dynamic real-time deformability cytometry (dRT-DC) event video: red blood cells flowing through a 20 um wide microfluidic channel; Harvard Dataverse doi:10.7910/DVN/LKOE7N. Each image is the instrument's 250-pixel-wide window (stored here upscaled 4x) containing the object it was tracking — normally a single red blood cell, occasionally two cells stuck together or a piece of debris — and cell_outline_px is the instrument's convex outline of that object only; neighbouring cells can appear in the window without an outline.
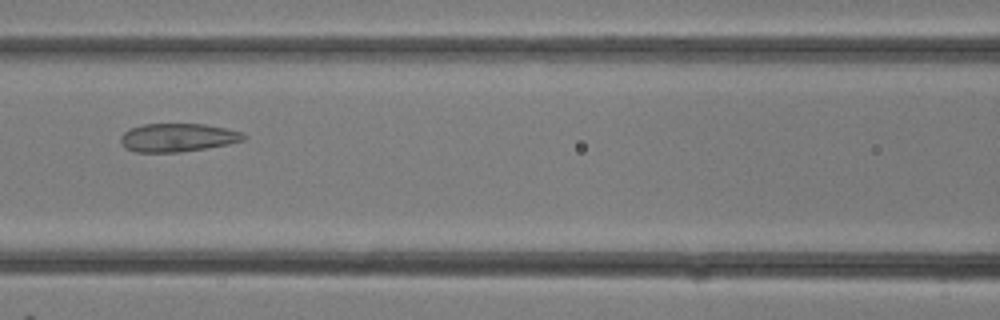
{"species": "common noctule bat (a hibernating species)", "species_latin": "Nyctalus noctula", "temperature_condition": "room temperature", "stored_images_in_passage": 27, "camera_frame_rate_fps": 3000, "um_per_image_px": 0.085, "animal": {"sex": "female"}, "frame": {"image": 1, "passage_image": 9, "time_ms": 2.667, "image_size_px": [1000, 320], "cell_outline_px": [[248, 136], [244, 140], [228, 144], [180, 152], [136, 152], [124, 148], [120, 140], [120, 136], [124, 132], [132, 128], [144, 124], [204, 124], [224, 128], [240, 132]], "centroid_in_image_um": [15.08, 11.69], "position_along_channel_um": 151.5, "area_um2": 20.17}}
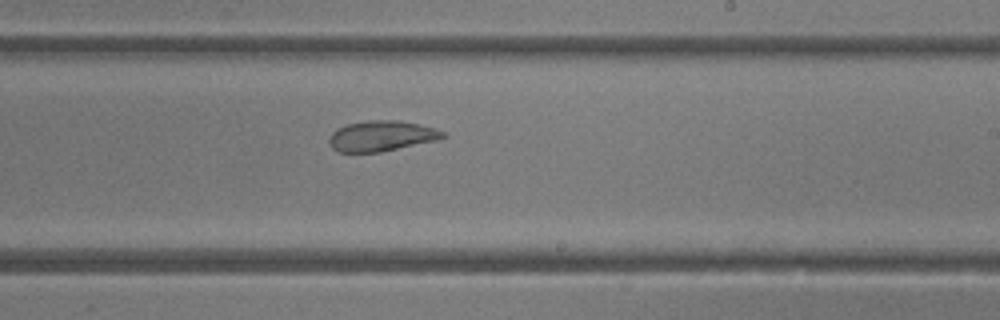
{"frame": {"image": 2, "passage_image": 14, "time_ms": 4.333, "image_size_px": [1000, 320], "cell_outline_px": [[448, 136], [440, 140], [380, 152], [336, 152], [328, 144], [328, 140], [332, 132], [336, 128], [348, 124], [368, 120], [396, 120], [420, 124], [436, 128], [444, 132]], "centroid_in_image_um": [32.44, 11.56], "position_along_channel_um": 256.6, "area_um2": 20.52}}
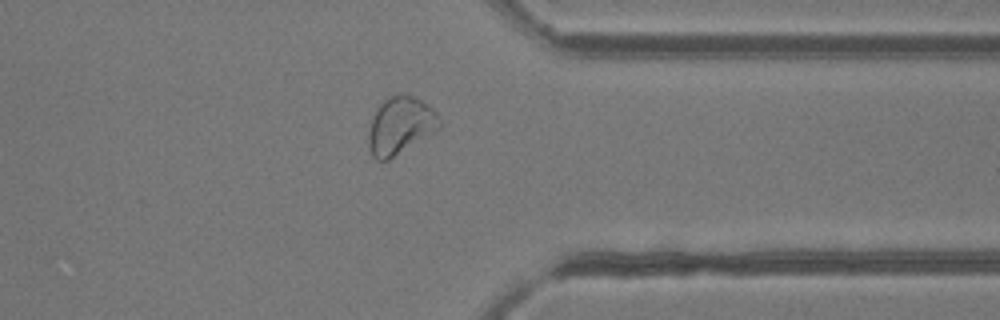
{"frame": {"image": 3, "passage_image": 20, "time_ms": 6.333, "image_size_px": [1000, 320], "cell_outline_px": [[440, 128], [388, 160], [376, 160], [372, 156], [368, 148], [368, 132], [372, 116], [380, 104], [384, 100], [400, 92], [404, 92], [428, 104], [436, 112], [440, 120]], "centroid_in_image_um": [34.0, 10.66], "position_along_channel_um": 377.4, "area_um2": 23.7}}